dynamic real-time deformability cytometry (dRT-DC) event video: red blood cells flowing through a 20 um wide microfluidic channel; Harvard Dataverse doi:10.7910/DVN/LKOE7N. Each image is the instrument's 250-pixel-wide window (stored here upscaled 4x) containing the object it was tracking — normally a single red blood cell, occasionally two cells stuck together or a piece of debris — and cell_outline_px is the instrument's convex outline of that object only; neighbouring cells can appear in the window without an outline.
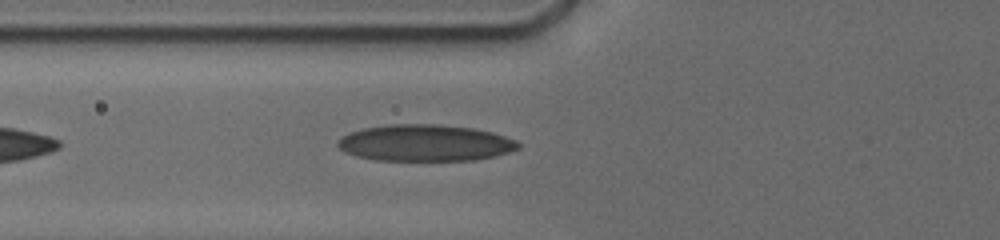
{"species": "human", "species_latin": "Homo sapiens", "temperature_condition": "cold", "stored_images_in_passage": 6, "camera_frame_rate_fps": 3000, "um_per_image_px": 0.085, "donor": {"sex": "male"}, "frame": {"image": 1, "passage_image": 4, "time_ms": 1.667, "image_size_px": [1000, 240], "cell_outline_px": [[520, 148], [496, 156], [476, 160], [376, 160], [356, 156], [344, 152], [336, 144], [336, 140], [348, 132], [364, 128], [388, 124], [432, 124], [472, 128], [492, 132], [516, 140], [520, 144]], "centroid_in_image_um": [36.11, 12.15], "position_along_channel_um": 89.7, "area_um2": 38.55}}